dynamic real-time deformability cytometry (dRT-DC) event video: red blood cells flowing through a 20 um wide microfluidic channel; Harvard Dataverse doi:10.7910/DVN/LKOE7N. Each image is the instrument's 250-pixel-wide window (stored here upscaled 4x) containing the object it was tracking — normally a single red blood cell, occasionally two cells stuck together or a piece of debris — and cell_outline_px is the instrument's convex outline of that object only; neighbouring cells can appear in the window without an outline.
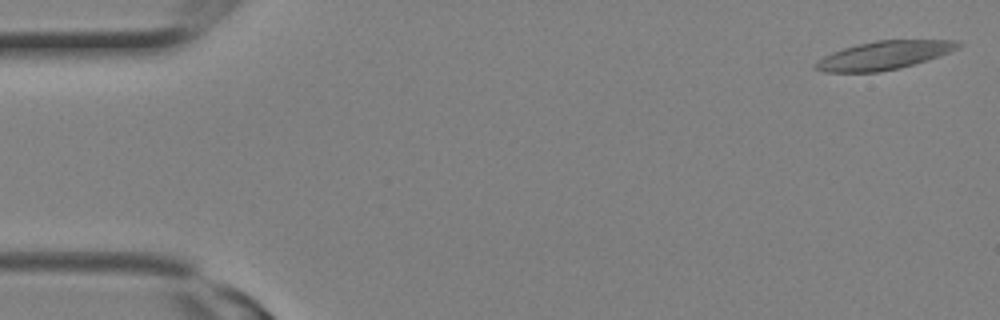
{"species": "Egyptian fruit bat (a non-hibernating species)", "species_latin": "Rousettus aegyptiacus", "temperature_condition": "room temperature", "stored_images_in_passage": 9, "camera_frame_rate_fps": 3000, "um_per_image_px": 0.085, "animal": {"sex": "female"}, "frame": {"image": 1, "passage_image": 1, "time_ms": 0.0, "image_size_px": [1000, 320], "cell_outline_px": [[964, 44], [948, 52], [928, 60], [900, 68], [876, 72], [824, 72], [812, 68], [812, 64], [824, 56], [832, 52], [856, 44], [876, 40], [956, 40]], "centroid_in_image_um": [75.09, 4.7], "position_along_channel_um": 9.9, "area_um2": 23.58}}
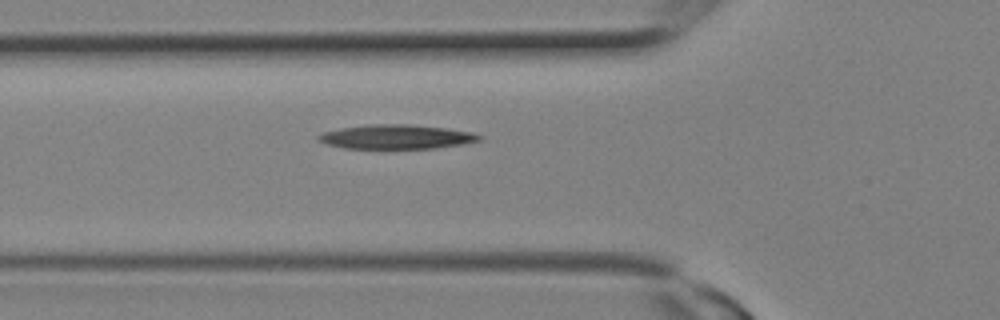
{"frame": {"image": 2, "passage_image": 9, "time_ms": 2.667, "image_size_px": [1000, 320], "cell_outline_px": [[484, 136], [480, 140], [464, 144], [436, 148], [344, 148], [328, 144], [320, 140], [316, 136], [324, 132], [340, 128], [368, 124], [412, 124], [448, 128], [472, 132]], "centroid_in_image_um": [33.75, 11.62], "position_along_channel_um": 92.0, "area_um2": 22.77}}